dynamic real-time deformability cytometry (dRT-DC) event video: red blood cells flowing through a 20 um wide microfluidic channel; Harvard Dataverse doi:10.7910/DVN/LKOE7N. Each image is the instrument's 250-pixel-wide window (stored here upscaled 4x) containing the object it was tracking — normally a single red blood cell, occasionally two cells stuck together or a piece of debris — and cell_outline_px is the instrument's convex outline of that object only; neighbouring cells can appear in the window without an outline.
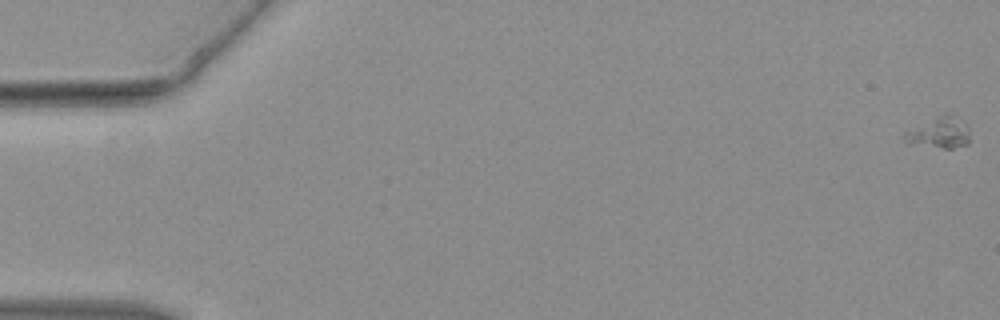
{"species": "common noctule bat (a hibernating species)", "species_latin": "Nyctalus noctula", "temperature_condition": "warm", "stored_images_in_passage": 38, "camera_frame_rate_fps": 3000, "um_per_image_px": 0.085, "animal": {"sex": "female", "body_mass_g": 19.3, "forearm_length_mm": 54.1}, "frame": {"image": 1, "passage_image": 1, "time_ms": 0.0, "image_size_px": [1000, 320], "cell_outline_px": [[968, 144], [952, 148], [944, 148], [908, 144], [904, 140], [904, 132], [948, 112], [968, 124]], "centroid_in_image_um": [79.86, 11.29], "position_along_channel_um": 5.1, "area_um2": 11.68}}
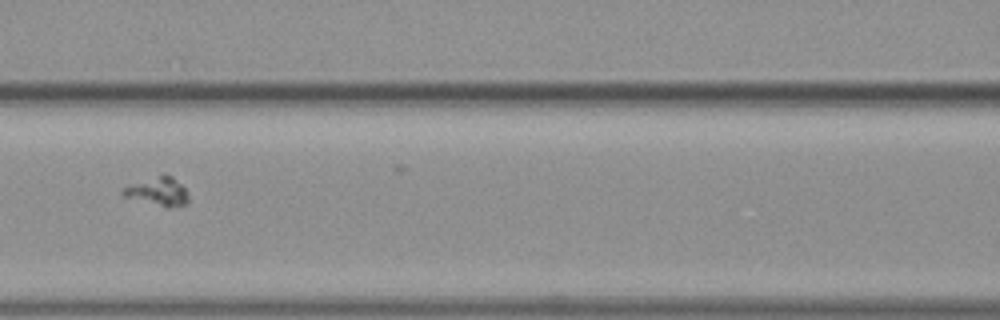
{"frame": {"image": 2, "passage_image": 22, "time_ms": 7.0, "image_size_px": [1000, 320], "cell_outline_px": [[188, 200], [184, 204], [168, 208], [164, 208], [124, 196], [120, 192], [120, 188], [128, 184], [160, 176], [172, 176], [184, 188], [188, 196]], "centroid_in_image_um": [13.36, 16.31], "position_along_channel_um": 153.2, "area_um2": 10.69}}
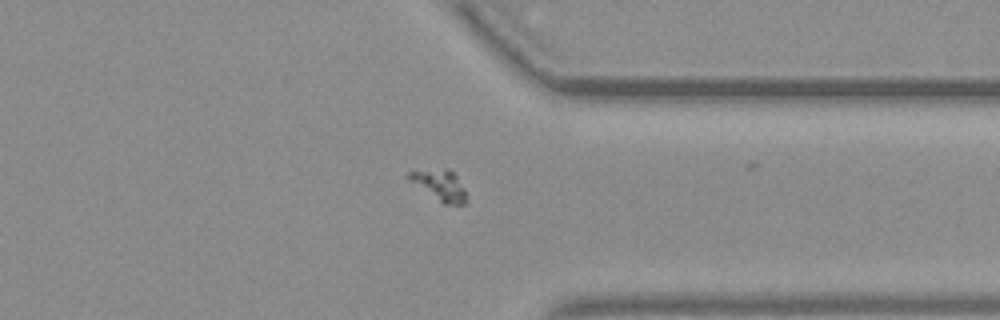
{"frame": {"image": 3, "passage_image": 37, "time_ms": 12.0, "image_size_px": [1000, 320], "cell_outline_px": [[468, 200], [464, 204], [444, 204], [408, 180], [404, 176], [408, 172], [448, 168], [456, 176], [464, 188]], "centroid_in_image_um": [37.38, 15.74], "position_along_channel_um": 374.0, "area_um2": 10.17}}